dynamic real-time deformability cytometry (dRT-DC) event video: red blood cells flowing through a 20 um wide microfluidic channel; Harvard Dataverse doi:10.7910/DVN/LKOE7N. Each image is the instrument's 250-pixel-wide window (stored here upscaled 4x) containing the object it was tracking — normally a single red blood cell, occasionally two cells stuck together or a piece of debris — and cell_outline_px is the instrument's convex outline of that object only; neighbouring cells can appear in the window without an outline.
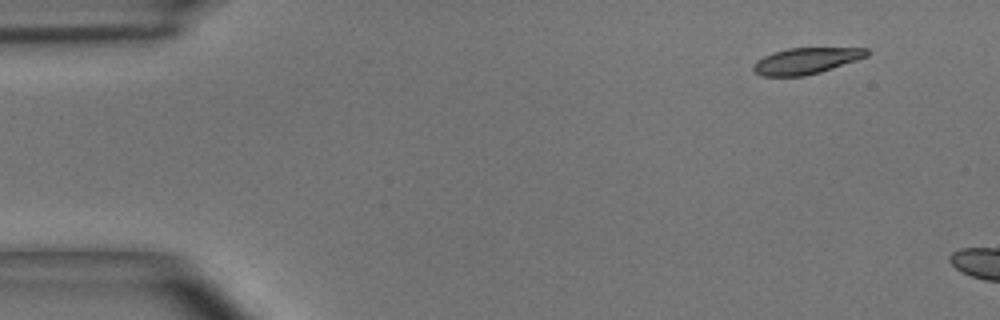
{"species": "common noctule bat (a hibernating species)", "species_latin": "Nyctalus noctula", "temperature_condition": "room temperature", "stored_images_in_passage": 5, "camera_frame_rate_fps": 3000, "um_per_image_px": 0.085, "animal": {"sex": "male", "body_mass_g": 15.6}, "frame": {"image": 1, "passage_image": 1, "time_ms": 0.0, "image_size_px": [1000, 320], "cell_outline_px": [[868, 56], [820, 72], [804, 76], [760, 76], [752, 68], [752, 64], [756, 60], [772, 52], [788, 48], [868, 48]], "centroid_in_image_um": [68.47, 5.17], "position_along_channel_um": 16.5, "area_um2": 17.28}}